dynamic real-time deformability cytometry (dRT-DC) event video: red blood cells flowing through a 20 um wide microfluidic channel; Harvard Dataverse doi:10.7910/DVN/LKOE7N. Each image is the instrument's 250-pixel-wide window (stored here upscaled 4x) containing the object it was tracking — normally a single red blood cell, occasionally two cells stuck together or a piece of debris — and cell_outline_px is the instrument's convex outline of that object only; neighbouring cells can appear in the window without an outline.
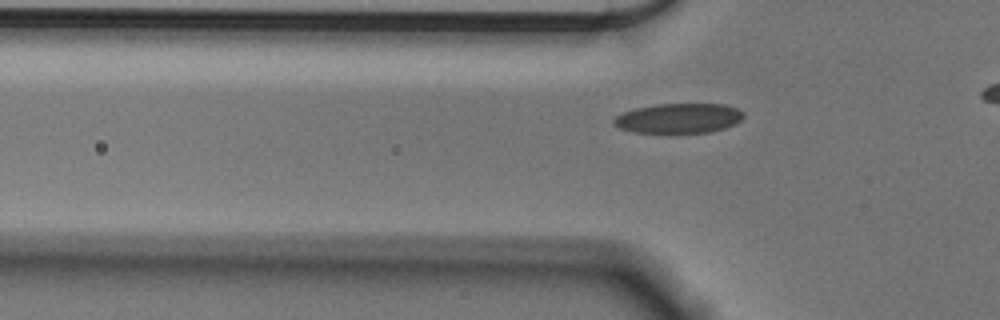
{"species": "Egyptian fruit bat (a non-hibernating species)", "species_latin": "Rousettus aegyptiacus", "temperature_condition": "cold", "stored_images_in_passage": 34, "camera_frame_rate_fps": 3000, "um_per_image_px": 0.085, "animal": {"sex": "male"}, "frame": {"image": 1, "passage_image": 6, "time_ms": 1.667, "image_size_px": [1000, 320], "cell_outline_px": [[744, 116], [736, 124], [712, 132], [672, 136], [668, 136], [632, 132], [620, 128], [612, 124], [612, 120], [616, 116], [624, 112], [636, 108], [656, 104], [724, 104], [736, 108], [744, 112]], "centroid_in_image_um": [57.66, 10.11], "position_along_channel_um": 68.1, "area_um2": 23.7}}
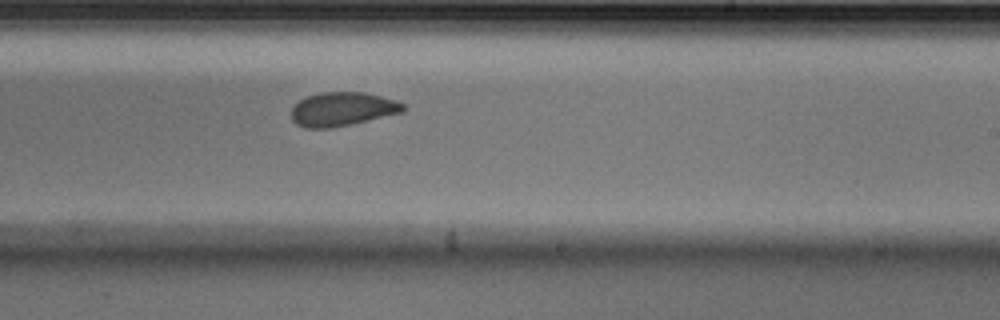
{"frame": {"image": 2, "passage_image": 22, "time_ms": 7.0, "image_size_px": [1000, 320], "cell_outline_px": [[408, 108], [404, 112], [332, 128], [304, 128], [296, 124], [292, 120], [292, 108], [300, 100], [308, 96], [320, 92], [364, 92], [396, 100], [404, 104]], "centroid_in_image_um": [29.13, 9.27], "position_along_channel_um": 259.9, "area_um2": 22.08}}
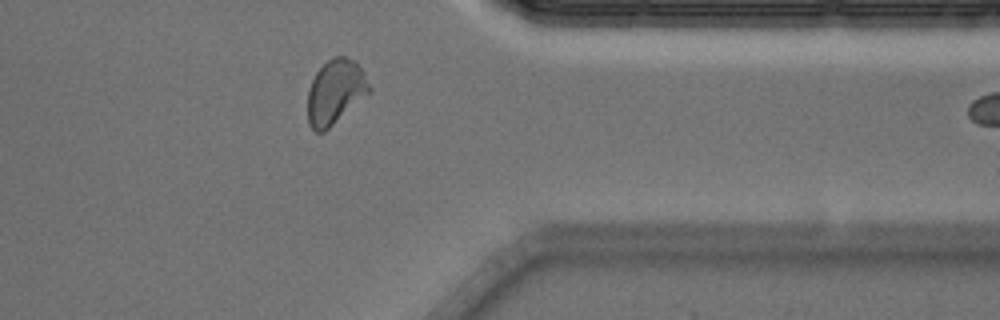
{"frame": {"image": 3, "passage_image": 33, "time_ms": 10.667, "image_size_px": [1000, 320], "cell_outline_px": [[372, 88], [368, 92], [324, 132], [316, 132], [308, 124], [308, 88], [316, 72], [328, 60], [336, 56], [344, 56], [356, 60], [364, 72]], "centroid_in_image_um": [28.49, 7.78], "position_along_channel_um": 382.9, "area_um2": 22.83}}